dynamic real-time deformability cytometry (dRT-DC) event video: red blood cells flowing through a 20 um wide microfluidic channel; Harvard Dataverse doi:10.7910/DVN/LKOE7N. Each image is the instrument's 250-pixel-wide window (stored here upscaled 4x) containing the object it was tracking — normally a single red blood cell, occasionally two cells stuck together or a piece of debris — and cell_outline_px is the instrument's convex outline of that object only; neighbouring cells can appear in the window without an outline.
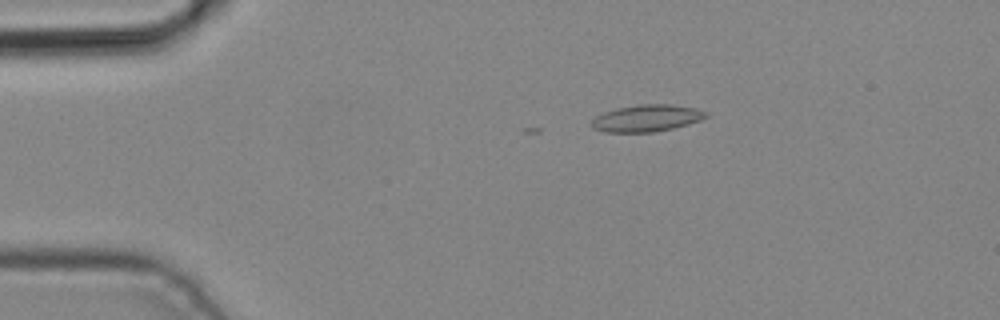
{"species": "common noctule bat (a hibernating species)", "species_latin": "Nyctalus noctula", "temperature_condition": "cold", "stored_images_in_passage": 4, "camera_frame_rate_fps": 3000, "um_per_image_px": 0.085, "animal": {"sex": "male", "body_mass_g": 19.2, "forearm_length_mm": 51.8}, "frame": {"image": 1, "passage_image": 2, "time_ms": 0.333, "image_size_px": [1000, 320], "cell_outline_px": [[708, 116], [700, 120], [688, 124], [672, 128], [652, 132], [604, 132], [592, 128], [592, 120], [596, 116], [604, 112], [616, 108], [636, 104], [672, 104], [696, 108], [708, 112]], "centroid_in_image_um": [54.97, 10.03], "position_along_channel_um": 30.0, "area_um2": 17.98}}